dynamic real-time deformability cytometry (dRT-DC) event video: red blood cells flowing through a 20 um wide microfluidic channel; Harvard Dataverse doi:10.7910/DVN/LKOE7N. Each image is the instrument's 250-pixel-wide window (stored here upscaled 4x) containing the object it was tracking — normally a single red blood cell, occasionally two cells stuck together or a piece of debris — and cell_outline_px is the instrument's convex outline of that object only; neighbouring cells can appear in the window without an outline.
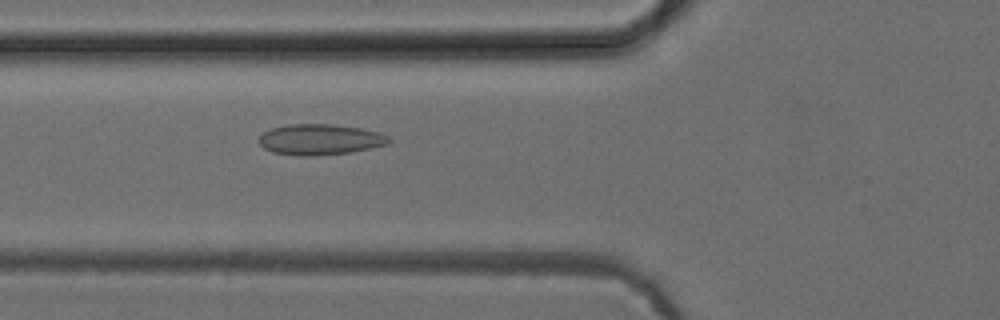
{"species": "common noctule bat (a hibernating species)", "species_latin": "Nyctalus noctula", "temperature_condition": "cold", "stored_images_in_passage": 48, "camera_frame_rate_fps": 3000, "um_per_image_px": 0.085, "animal": {"sex": "female", "body_mass_g": 24.6, "forearm_length_mm": 56.2}, "frame": {"image": 1, "passage_image": 15, "time_ms": 4.667, "image_size_px": [1000, 320], "cell_outline_px": [[392, 144], [372, 148], [348, 152], [320, 156], [300, 156], [272, 152], [264, 148], [256, 140], [264, 132], [272, 128], [288, 124], [332, 124], [360, 128], [376, 132], [388, 136], [392, 140]], "centroid_in_image_um": [27.21, 11.86], "position_along_channel_um": 98.6, "area_um2": 23.47}}
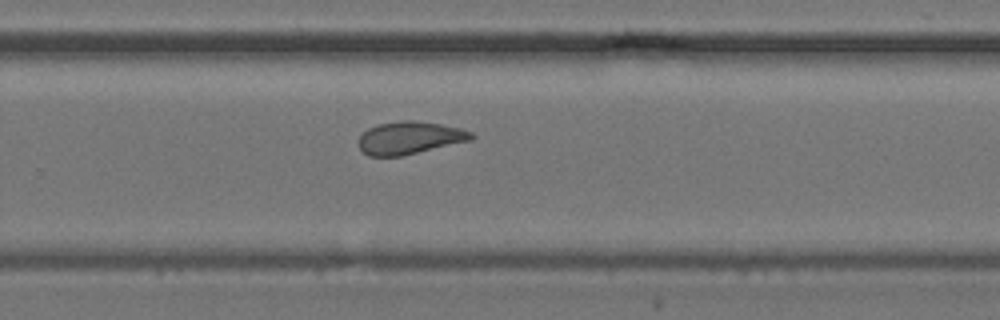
{"frame": {"image": 2, "passage_image": 30, "time_ms": 9.667, "image_size_px": [1000, 320], "cell_outline_px": [[476, 136], [472, 140], [404, 156], [368, 156], [360, 148], [360, 136], [368, 128], [376, 124], [404, 120], [412, 120], [440, 124], [460, 128], [472, 132]], "centroid_in_image_um": [34.85, 11.72], "position_along_channel_um": 294.9, "area_um2": 21.5}}
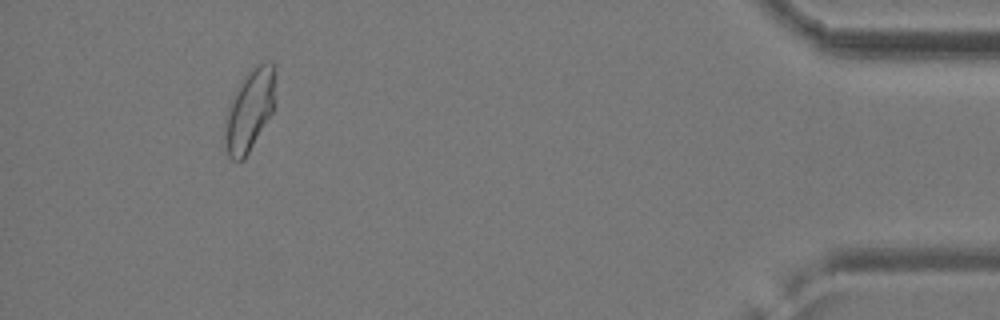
{"frame": {"image": 3, "passage_image": 44, "time_ms": 14.333, "image_size_px": [1000, 320], "cell_outline_px": [[276, 72], [272, 112], [244, 160], [232, 160], [228, 156], [224, 144], [224, 120], [228, 104], [240, 80], [252, 68], [260, 64], [272, 64]], "centroid_in_image_um": [21.16, 9.4], "position_along_channel_um": 414.0, "area_um2": 23.99}, "authors_computed_cell_mechanics": {"area_um2": 22.4842, "velocity_mm_per_s": 3.9267, "shape_relaxation_time_tau1_ms": null, "shape_relaxation_time_tau2_ms": 1.5787, "deformation_change_tau1": null, "deformation_change_tau2": 0.0597}}